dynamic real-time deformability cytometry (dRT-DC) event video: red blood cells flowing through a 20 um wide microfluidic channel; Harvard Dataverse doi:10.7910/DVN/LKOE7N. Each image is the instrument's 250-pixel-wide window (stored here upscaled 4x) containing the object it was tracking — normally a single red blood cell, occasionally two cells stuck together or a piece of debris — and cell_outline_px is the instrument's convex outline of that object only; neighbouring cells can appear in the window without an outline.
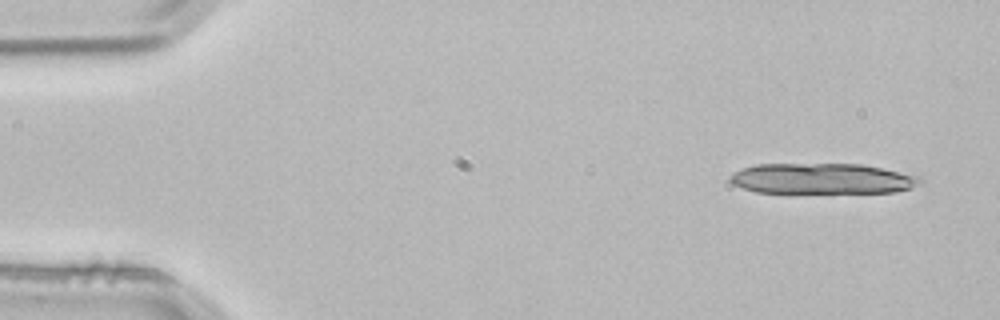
{"species": "common noctule bat (a hibernating species)", "species_latin": "Nyctalus noctula", "temperature_condition": "room temperature", "stored_images_in_passage": 3, "camera_frame_rate_fps": 3000, "um_per_image_px": 0.085, "animal": {"sex": "male", "body_mass_g": 21.5, "forearm_length_mm": 52.0}, "frame": {"image": 1, "passage_image": 1, "time_ms": 0.0, "image_size_px": [1000, 320], "cell_outline_px": [[924, 184], [896, 192], [756, 192], [732, 184], [728, 180], [728, 176], [732, 172], [740, 168], [756, 164], [860, 164], [880, 168], [916, 176], [924, 180]], "centroid_in_image_um": [69.83, 15.18], "position_along_channel_um": 15.2, "area_um2": 33.81}}